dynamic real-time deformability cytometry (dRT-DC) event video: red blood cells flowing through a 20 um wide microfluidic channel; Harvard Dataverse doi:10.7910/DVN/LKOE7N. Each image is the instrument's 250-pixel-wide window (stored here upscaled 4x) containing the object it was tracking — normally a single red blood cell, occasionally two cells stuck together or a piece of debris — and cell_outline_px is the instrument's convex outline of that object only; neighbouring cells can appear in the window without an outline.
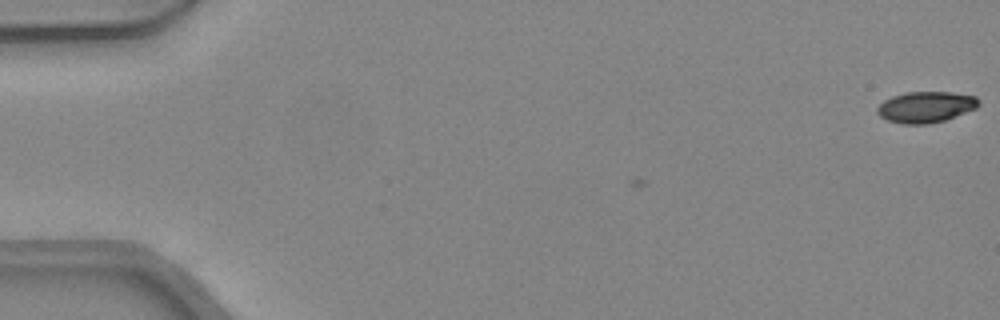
{"species": "common noctule bat (a hibernating species)", "species_latin": "Nyctalus noctula", "temperature_condition": "warm", "stored_images_in_passage": 3, "camera_frame_rate_fps": 3000, "um_per_image_px": 0.085, "animal": {"sex": "female", "body_mass_g": 24.6, "forearm_length_mm": 56.2}, "frame": {"image": 1, "passage_image": 3, "time_ms": 0.667, "image_size_px": [1000, 320], "cell_outline_px": [[980, 104], [976, 108], [944, 120], [928, 124], [904, 124], [888, 120], [880, 116], [876, 112], [876, 108], [884, 100], [892, 96], [908, 92], [952, 92], [976, 96], [980, 100]], "centroid_in_image_um": [78.7, 9.09], "position_along_channel_um": 6.3, "area_um2": 18.32}}